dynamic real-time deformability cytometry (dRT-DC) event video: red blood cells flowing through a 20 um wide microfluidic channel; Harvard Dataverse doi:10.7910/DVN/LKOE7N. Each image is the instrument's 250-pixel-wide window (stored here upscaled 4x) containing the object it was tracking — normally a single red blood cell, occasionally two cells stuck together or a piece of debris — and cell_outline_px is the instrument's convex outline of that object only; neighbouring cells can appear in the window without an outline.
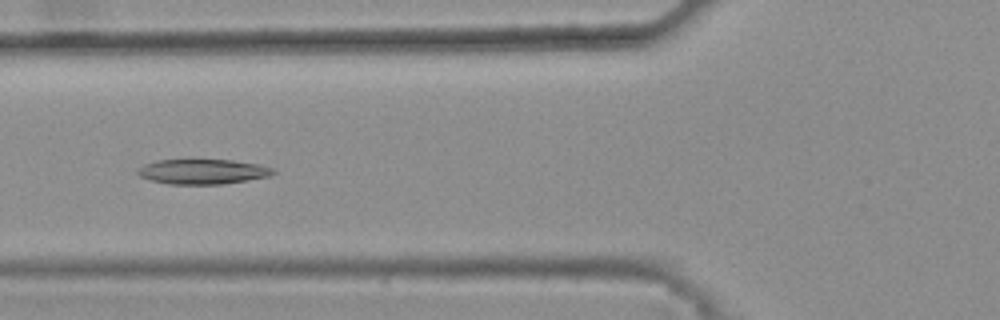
{"species": "common noctule bat (a hibernating species)", "species_latin": "Nyctalus noctula", "temperature_condition": "warm", "stored_images_in_passage": 29, "camera_frame_rate_fps": 3000, "um_per_image_px": 0.085, "animal": {"sex": "female", "body_mass_g": 25.1}, "frame": {"image": 1, "passage_image": 4, "time_ms": 1.0, "image_size_px": [1000, 320], "cell_outline_px": [[276, 172], [268, 176], [248, 180], [224, 184], [168, 184], [152, 180], [140, 176], [136, 172], [144, 164], [156, 160], [232, 160], [260, 164], [272, 168]], "centroid_in_image_um": [17.24, 14.58], "position_along_channel_um": 108.6, "area_um2": 19.59}}
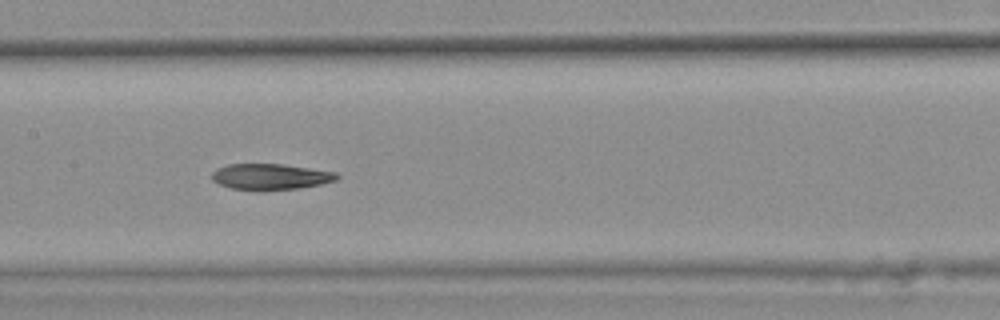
{"frame": {"image": 2, "passage_image": 10, "time_ms": 3.0, "image_size_px": [1000, 320], "cell_outline_px": [[340, 176], [336, 180], [320, 184], [300, 188], [264, 192], [232, 188], [220, 184], [212, 180], [212, 172], [216, 168], [228, 164], [284, 164], [336, 172]], "centroid_in_image_um": [22.99, 15.03], "position_along_channel_um": 184.4, "area_um2": 19.25}}
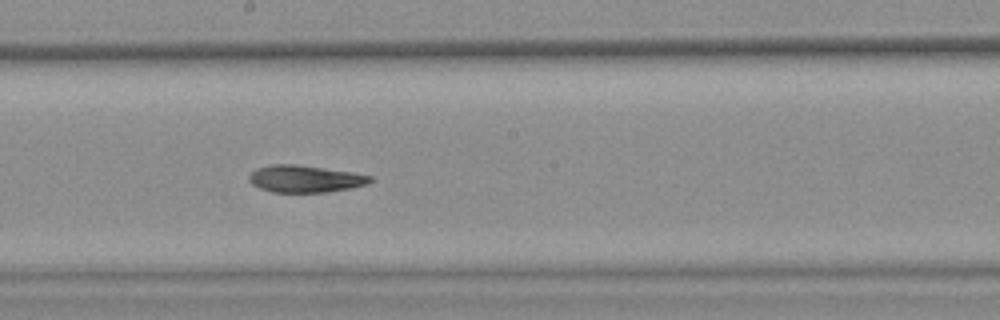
{"frame": {"image": 3, "passage_image": 13, "time_ms": 4.0, "image_size_px": [1000, 320], "cell_outline_px": [[372, 180], [368, 184], [348, 188], [324, 192], [272, 192], [260, 188], [252, 184], [248, 180], [248, 176], [256, 168], [272, 164], [296, 164], [352, 172], [372, 176]], "centroid_in_image_um": [25.9, 15.19], "position_along_channel_um": 222.3, "area_um2": 19.02}}